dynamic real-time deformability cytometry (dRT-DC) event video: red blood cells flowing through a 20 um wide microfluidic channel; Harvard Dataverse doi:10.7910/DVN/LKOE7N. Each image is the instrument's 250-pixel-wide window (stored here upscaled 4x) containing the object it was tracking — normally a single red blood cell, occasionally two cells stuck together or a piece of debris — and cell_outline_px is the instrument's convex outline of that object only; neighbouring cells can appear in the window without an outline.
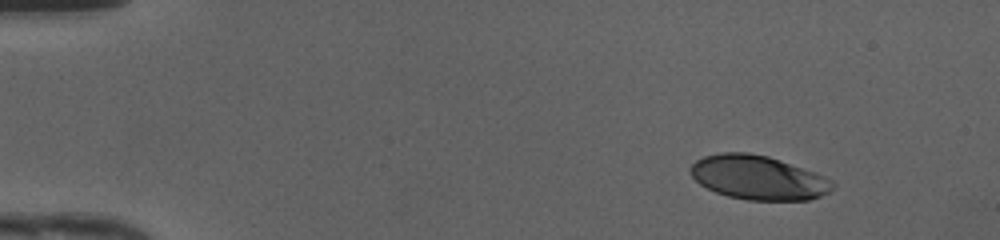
{"species": "human", "species_latin": "Homo sapiens", "temperature_condition": "cold", "stored_images_in_passage": 44, "camera_frame_rate_fps": 3000, "um_per_image_px": 0.085, "donor": {"sex": "female"}, "frame": {"image": 1, "passage_image": 1, "time_ms": 0.0, "image_size_px": [1000, 240], "cell_outline_px": [[836, 184], [828, 192], [820, 196], [808, 200], [748, 200], [728, 196], [716, 192], [700, 184], [688, 172], [688, 168], [696, 160], [704, 156], [720, 152], [748, 152], [768, 156], [824, 176], [832, 180]], "centroid_in_image_um": [64.41, 15.09], "position_along_channel_um": 20.6, "area_um2": 36.41}}
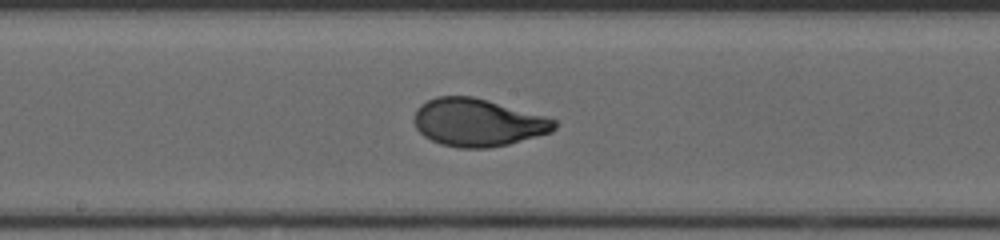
{"frame": {"image": 2, "passage_image": 22, "time_ms": 7.0, "image_size_px": [1000, 240], "cell_outline_px": [[556, 128], [552, 132], [508, 144], [488, 148], [460, 148], [440, 144], [424, 136], [416, 128], [412, 120], [416, 108], [420, 104], [436, 96], [472, 96], [488, 100], [544, 116], [556, 120]], "centroid_in_image_um": [40.57, 10.41], "position_along_channel_um": 207.6, "area_um2": 39.02}}
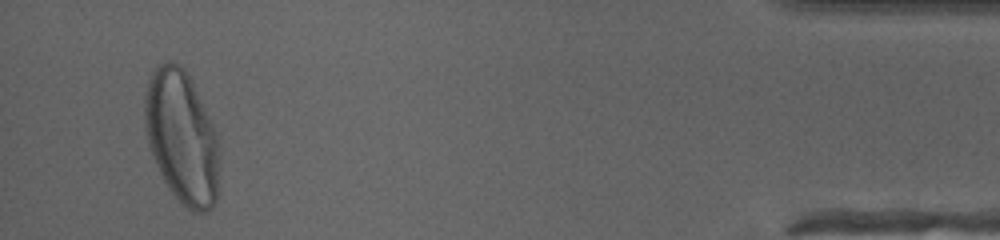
{"frame": {"image": 3, "passage_image": 42, "time_ms": 13.667, "image_size_px": [1000, 240], "cell_outline_px": [[220, 156], [216, 200], [212, 208], [208, 212], [192, 212], [168, 188], [152, 156], [148, 144], [144, 124], [144, 96], [148, 80], [156, 64], [168, 60], [172, 60], [180, 64], [188, 72], [212, 124], [216, 136]], "centroid_in_image_um": [15.43, 11.61], "position_along_channel_um": 419.8, "area_um2": 58.09}, "authors_computed_cell_mechanics": {"area_um2": 38.9572, "velocity_mm_per_s": 4.2148, "shape_relaxation_time_tau1_ms": 4.048, "shape_relaxation_time_tau2_ms": null, "deformation_change_tau1": 0.212, "deformation_change_tau2": null}}